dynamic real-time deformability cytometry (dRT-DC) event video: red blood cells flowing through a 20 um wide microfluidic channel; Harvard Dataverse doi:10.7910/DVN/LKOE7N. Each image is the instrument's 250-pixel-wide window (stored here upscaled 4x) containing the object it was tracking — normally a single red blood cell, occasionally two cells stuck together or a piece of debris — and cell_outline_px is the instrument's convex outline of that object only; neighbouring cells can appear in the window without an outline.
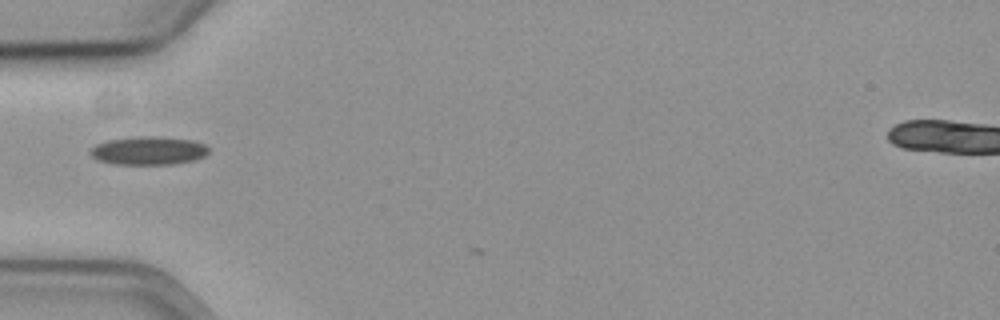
{"species": "common noctule bat (a hibernating species)", "species_latin": "Nyctalus noctula", "temperature_condition": "cold", "stored_images_in_passage": 4, "camera_frame_rate_fps": 3000, "um_per_image_px": 0.085, "animal": {"sex": "female", "body_mass_g": 19.3, "forearm_length_mm": 54.1}, "frame": {"image": 1, "passage_image": 3, "time_ms": 0.667, "image_size_px": [1000, 320], "cell_outline_px": [[208, 152], [204, 156], [196, 160], [172, 164], [116, 164], [96, 160], [88, 152], [96, 144], [108, 140], [136, 136], [152, 136], [192, 140], [204, 144], [208, 148]], "centroid_in_image_um": [12.6, 12.81], "position_along_channel_um": 72.4, "area_um2": 19.54}}